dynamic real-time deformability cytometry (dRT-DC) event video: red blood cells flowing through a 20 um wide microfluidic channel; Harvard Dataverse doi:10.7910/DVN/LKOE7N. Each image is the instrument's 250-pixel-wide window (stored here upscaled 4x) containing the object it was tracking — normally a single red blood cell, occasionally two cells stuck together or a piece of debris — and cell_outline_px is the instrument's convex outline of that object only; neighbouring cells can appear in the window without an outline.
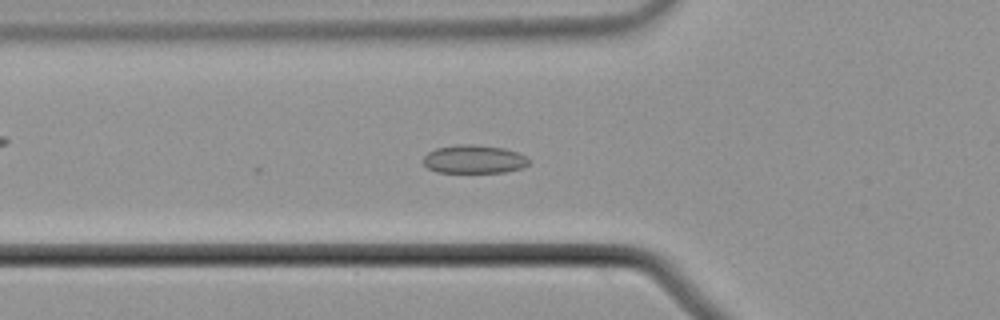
{"species": "common noctule bat (a hibernating species)", "species_latin": "Nyctalus noctula", "temperature_condition": "cold", "stored_images_in_passage": 9, "camera_frame_rate_fps": 3000, "um_per_image_px": 0.085, "animal": {"sex": "male", "body_mass_g": 21.5, "forearm_length_mm": 52.0}, "frame": {"image": 1, "passage_image": 4, "time_ms": 1.0, "image_size_px": [1000, 320], "cell_outline_px": [[532, 160], [528, 164], [520, 168], [504, 172], [436, 172], [428, 168], [424, 164], [424, 156], [428, 152], [436, 148], [456, 144], [472, 144], [504, 148], [516, 152]], "centroid_in_image_um": [40.27, 13.53], "position_along_channel_um": 85.5, "area_um2": 17.4}}
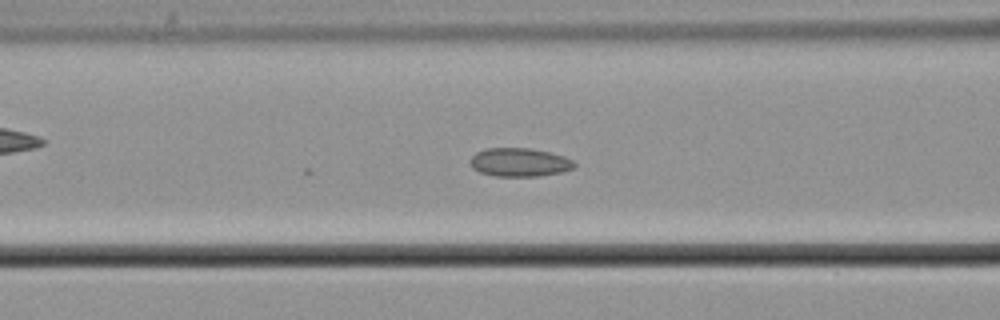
{"frame": {"image": 2, "passage_image": 7, "time_ms": 2.0, "image_size_px": [1000, 320], "cell_outline_px": [[576, 164], [572, 168], [560, 172], [540, 176], [496, 176], [480, 172], [472, 168], [472, 156], [476, 152], [484, 148], [528, 148], [548, 152], [564, 156], [572, 160]], "centroid_in_image_um": [44.15, 13.79], "position_along_channel_um": 122.5, "area_um2": 17.11}}